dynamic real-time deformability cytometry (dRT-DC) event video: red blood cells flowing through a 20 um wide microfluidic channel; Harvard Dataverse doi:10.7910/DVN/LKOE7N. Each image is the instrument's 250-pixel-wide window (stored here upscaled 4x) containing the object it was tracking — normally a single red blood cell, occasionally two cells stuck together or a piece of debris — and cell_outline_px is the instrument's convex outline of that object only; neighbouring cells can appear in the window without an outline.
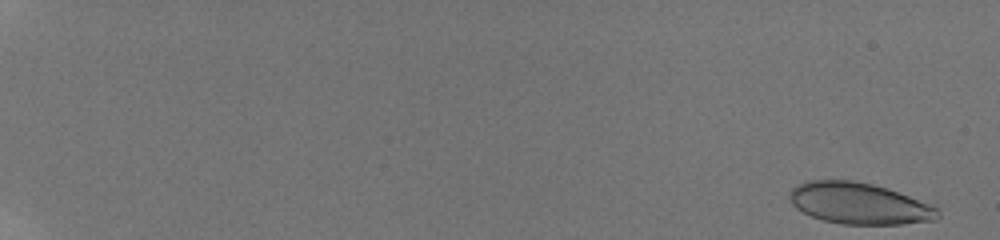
{"species": "human", "species_latin": "Homo sapiens", "temperature_condition": "room temperature", "stored_images_in_passage": 35, "camera_frame_rate_fps": 3000, "um_per_image_px": 0.085, "donor": {"sex": "male"}, "frame": {"image": 1, "passage_image": 1, "time_ms": 0.0, "image_size_px": [1000, 240], "cell_outline_px": [[940, 216], [936, 220], [900, 224], [840, 224], [824, 220], [812, 216], [796, 208], [792, 204], [788, 196], [788, 192], [796, 184], [804, 180], [852, 180], [872, 184], [888, 188], [928, 204], [936, 208], [940, 212]], "centroid_in_image_um": [72.97, 17.28], "position_along_channel_um": 12.0, "area_um2": 35.72}}
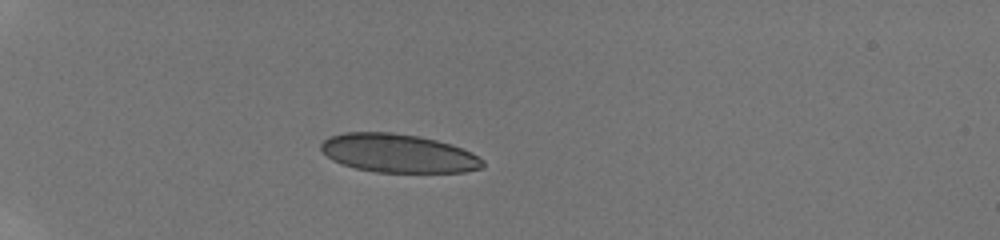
{"frame": {"image": 2, "passage_image": 30, "time_ms": 5.667, "image_size_px": [1000, 240], "cell_outline_px": [[484, 168], [464, 172], [376, 172], [356, 168], [332, 160], [320, 148], [320, 144], [328, 136], [344, 132], [392, 132], [420, 136], [452, 144], [472, 152], [484, 160]], "centroid_in_image_um": [33.88, 13.02], "position_along_channel_um": 51.1, "area_um2": 36.53}}